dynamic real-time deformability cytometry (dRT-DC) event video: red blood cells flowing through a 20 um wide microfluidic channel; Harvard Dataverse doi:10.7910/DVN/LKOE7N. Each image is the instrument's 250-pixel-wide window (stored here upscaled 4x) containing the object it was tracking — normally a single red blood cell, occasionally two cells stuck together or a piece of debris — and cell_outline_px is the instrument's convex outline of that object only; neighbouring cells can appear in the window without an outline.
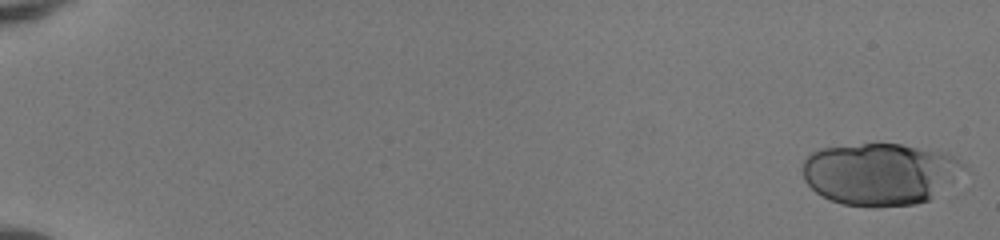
{"species": "human", "species_latin": "Homo sapiens", "temperature_condition": "room temperature", "stored_images_in_passage": 51, "camera_frame_rate_fps": 3000, "um_per_image_px": 0.085, "donor": {"sex": "female"}, "frame": {"image": 1, "passage_image": 1, "time_ms": 0.0, "image_size_px": [1000, 240], "cell_outline_px": [[968, 172], [932, 200], [916, 204], [844, 204], [832, 200], [816, 192], [804, 180], [804, 160], [812, 152], [820, 148], [864, 144], [900, 144], [948, 152], [960, 160], [968, 168]], "centroid_in_image_um": [74.93, 14.75], "position_along_channel_um": 10.1, "area_um2": 58.26}}
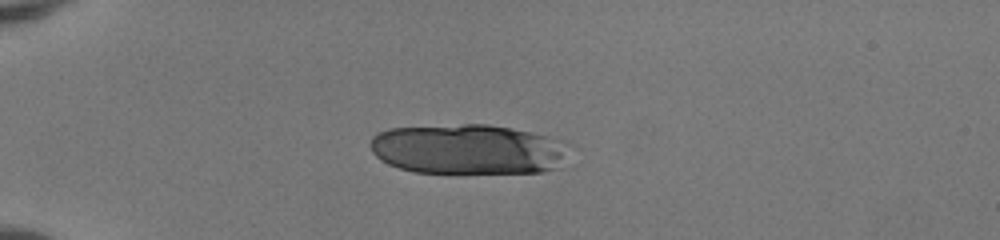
{"frame": {"image": 2, "passage_image": 15, "time_ms": 4.667, "image_size_px": [1000, 240], "cell_outline_px": [[580, 148], [560, 168], [544, 172], [412, 172], [388, 164], [380, 160], [372, 152], [368, 144], [372, 136], [376, 132], [388, 128], [464, 124], [488, 124], [512, 128], [548, 136], [564, 140]], "centroid_in_image_um": [39.93, 12.68], "position_along_channel_um": 45.1, "area_um2": 59.65}}